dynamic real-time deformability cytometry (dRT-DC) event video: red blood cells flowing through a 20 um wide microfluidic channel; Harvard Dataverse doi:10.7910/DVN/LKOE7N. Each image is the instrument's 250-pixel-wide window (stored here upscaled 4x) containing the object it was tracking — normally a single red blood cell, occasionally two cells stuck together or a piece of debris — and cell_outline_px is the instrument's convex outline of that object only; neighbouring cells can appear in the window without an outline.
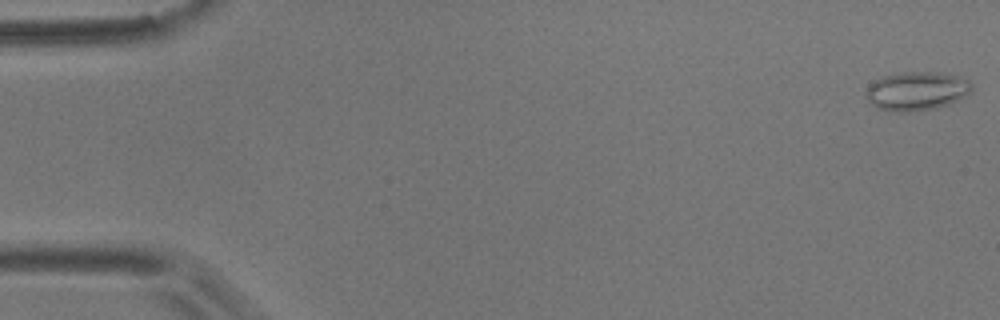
{"species": "common noctule bat (a hibernating species)", "species_latin": "Nyctalus noctula", "temperature_condition": "room temperature", "stored_images_in_passage": 56, "camera_frame_rate_fps": 3000, "um_per_image_px": 0.085, "animal": {"sex": "male", "body_mass_g": 17.9}, "frame": {"image": 1, "passage_image": 1, "time_ms": 0.0, "image_size_px": [1000, 320], "cell_outline_px": [[972, 92], [948, 104], [936, 108], [904, 112], [896, 112], [880, 108], [872, 104], [868, 100], [864, 92], [876, 80], [884, 76], [904, 72], [944, 72], [960, 76], [968, 80], [972, 84]], "centroid_in_image_um": [77.95, 7.72], "position_along_channel_um": 7.0, "area_um2": 23.76}}
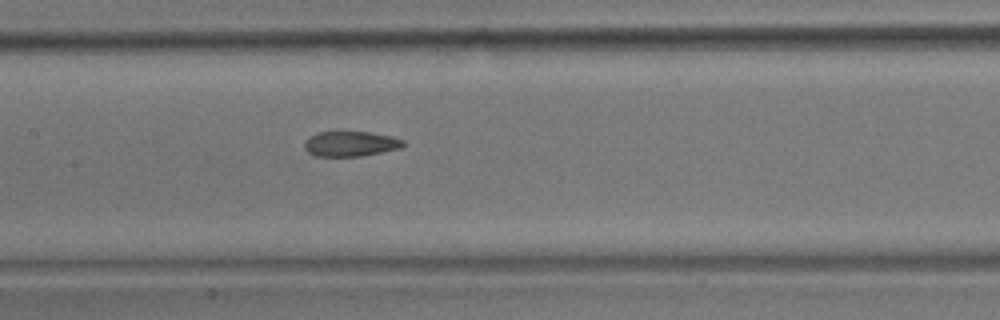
{"frame": {"image": 2, "passage_image": 27, "time_ms": 8.667, "image_size_px": [1000, 320], "cell_outline_px": [[404, 144], [400, 148], [360, 156], [316, 156], [308, 152], [304, 148], [304, 144], [316, 132], [368, 132], [392, 136], [404, 140]], "centroid_in_image_um": [29.8, 12.22], "position_along_channel_um": 177.6, "area_um2": 14.22}}
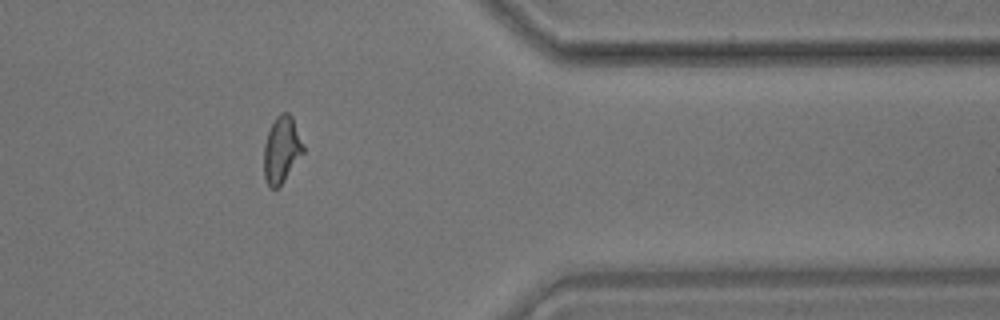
{"frame": {"image": 3, "passage_image": 46, "time_ms": 15.0, "image_size_px": [1000, 320], "cell_outline_px": [[304, 152], [284, 180], [276, 188], [268, 188], [264, 176], [264, 144], [268, 132], [276, 116], [280, 112], [288, 112], [292, 116], [304, 144]], "centroid_in_image_um": [23.94, 12.7], "position_along_channel_um": 387.5, "area_um2": 15.26}, "authors_computed_cell_mechanics": {"area_um2": 15.5482, "velocity_mm_per_s": 3.5812, "shape_relaxation_time_tau1_ms": null, "shape_relaxation_time_tau2_ms": 1.9157, "deformation_change_tau1": null, "deformation_change_tau2": 0.0804}}